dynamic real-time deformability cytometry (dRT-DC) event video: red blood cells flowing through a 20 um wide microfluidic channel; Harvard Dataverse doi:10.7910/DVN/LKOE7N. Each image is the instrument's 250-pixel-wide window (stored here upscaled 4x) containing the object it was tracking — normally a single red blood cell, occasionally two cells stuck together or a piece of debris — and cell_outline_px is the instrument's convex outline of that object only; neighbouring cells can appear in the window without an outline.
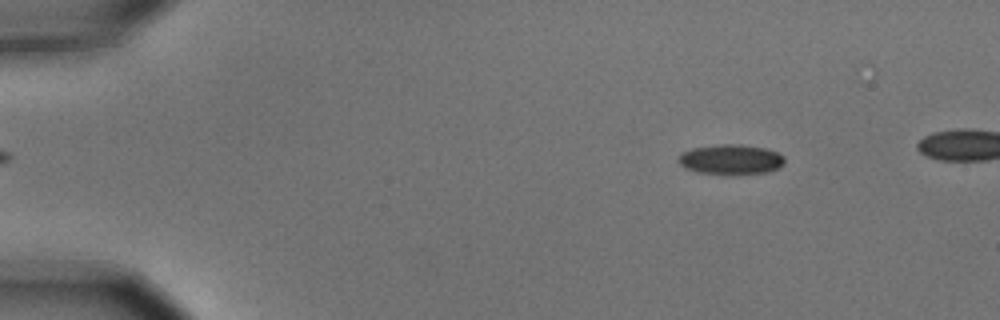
{"species": "common noctule bat (a hibernating species)", "species_latin": "Nyctalus noctula", "temperature_condition": "cold", "stored_images_in_passage": 5, "camera_frame_rate_fps": 3000, "um_per_image_px": 0.085, "animal": {"sex": "male", "body_mass_g": 15.6}, "frame": {"image": 1, "passage_image": 2, "time_ms": 0.333, "image_size_px": [1000, 320], "cell_outline_px": [[784, 164], [768, 172], [732, 176], [700, 172], [684, 168], [676, 160], [680, 152], [692, 148], [716, 144], [740, 144], [764, 148], [776, 152], [784, 156]], "centroid_in_image_um": [62.08, 13.57], "position_along_channel_um": 22.9, "area_um2": 19.02}}
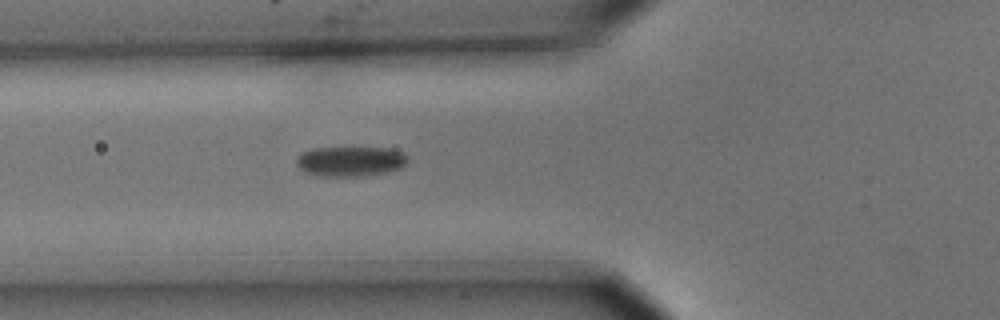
{"frame": {"image": 2, "passage_image": 5, "time_ms": 1.333, "image_size_px": [1000, 320], "cell_outline_px": [[408, 160], [400, 168], [388, 172], [360, 176], [320, 176], [308, 172], [300, 168], [296, 164], [296, 156], [300, 152], [312, 148], [388, 148], [404, 152], [408, 156]], "centroid_in_image_um": [29.78, 13.7], "position_along_channel_um": 96.0, "area_um2": 19.48}}